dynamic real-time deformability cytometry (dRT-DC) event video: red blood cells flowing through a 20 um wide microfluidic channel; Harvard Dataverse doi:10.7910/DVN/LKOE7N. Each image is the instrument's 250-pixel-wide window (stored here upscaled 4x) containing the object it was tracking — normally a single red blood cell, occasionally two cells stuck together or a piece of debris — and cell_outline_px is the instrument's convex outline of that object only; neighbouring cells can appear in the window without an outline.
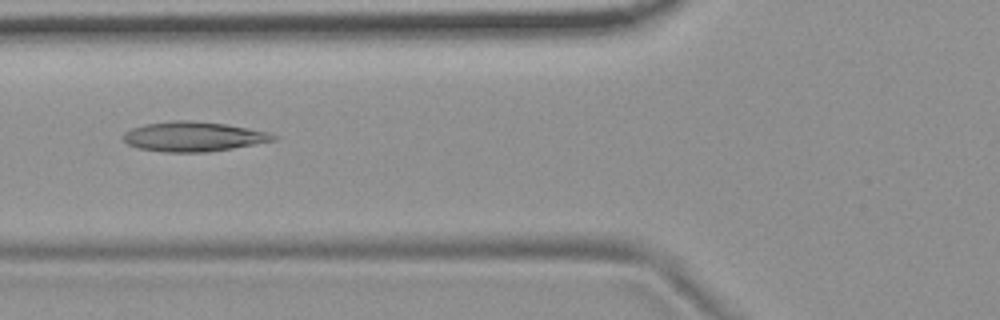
{"species": "common noctule bat (a hibernating species)", "species_latin": "Nyctalus noctula", "temperature_condition": "room temperature", "stored_images_in_passage": 44, "camera_frame_rate_fps": 3000, "um_per_image_px": 0.085, "animal": {"sex": "female", "body_mass_g": 19.9}, "frame": {"image": 1, "passage_image": 11, "time_ms": 3.333, "image_size_px": [1000, 320], "cell_outline_px": [[280, 136], [276, 140], [232, 148], [208, 152], [164, 152], [140, 148], [128, 144], [124, 140], [124, 132], [132, 128], [144, 124], [172, 120], [188, 120], [228, 124], [268, 132]], "centroid_in_image_um": [16.46, 11.6], "position_along_channel_um": 109.3, "area_um2": 26.01}}
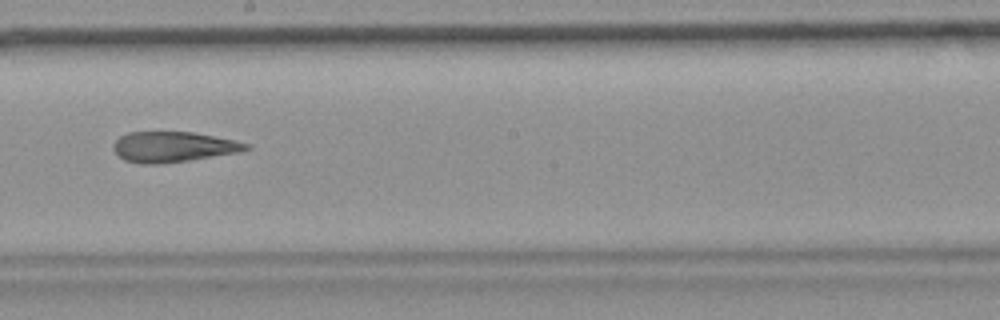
{"frame": {"image": 2, "passage_image": 21, "time_ms": 6.667, "image_size_px": [1000, 320], "cell_outline_px": [[252, 148], [240, 152], [188, 160], [156, 164], [140, 164], [124, 160], [112, 148], [112, 144], [120, 136], [128, 132], [192, 132], [252, 144]], "centroid_in_image_um": [14.71, 12.48], "position_along_channel_um": 233.5, "area_um2": 23.41}}
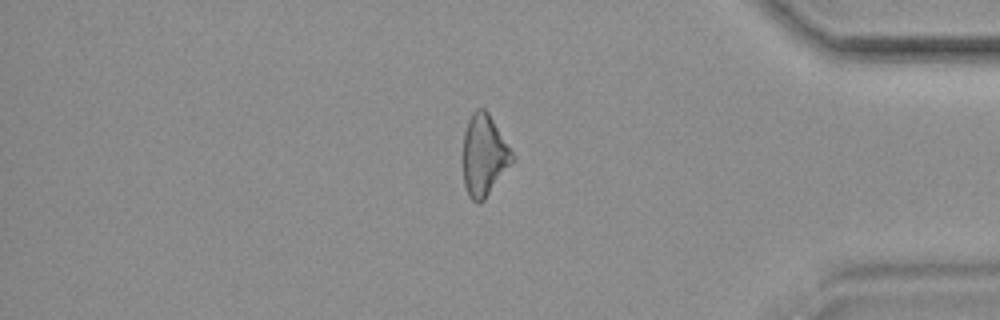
{"frame": {"image": 3, "passage_image": 36, "time_ms": 11.667, "image_size_px": [1000, 320], "cell_outline_px": [[516, 156], [484, 200], [480, 204], [476, 204], [468, 196], [464, 184], [464, 132], [468, 120], [472, 112], [476, 108], [484, 108], [488, 112]], "centroid_in_image_um": [41.15, 13.19], "position_along_channel_um": 394.1, "area_um2": 23.24}, "authors_computed_cell_mechanics": {"area_um2": 24.1604, "velocity_mm_per_s": 3.732, "shape_relaxation_time_tau1_ms": null, "shape_relaxation_time_tau2_ms": 4.5508, "deformation_change_tau1": null, "deformation_change_tau2": 0.1428}}